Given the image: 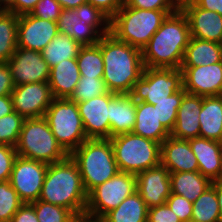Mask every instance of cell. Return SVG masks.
Segmentation results:
<instances>
[{"mask_svg": "<svg viewBox=\"0 0 222 222\" xmlns=\"http://www.w3.org/2000/svg\"><path fill=\"white\" fill-rule=\"evenodd\" d=\"M191 38L189 23L181 9L169 14L142 49L144 67L180 69Z\"/></svg>", "mask_w": 222, "mask_h": 222, "instance_id": "6da1fadb", "label": "cell"}, {"mask_svg": "<svg viewBox=\"0 0 222 222\" xmlns=\"http://www.w3.org/2000/svg\"><path fill=\"white\" fill-rule=\"evenodd\" d=\"M104 63L103 80L109 92L130 94L134 83L142 76V50L117 40L111 33L100 37Z\"/></svg>", "mask_w": 222, "mask_h": 222, "instance_id": "7a4b0ae2", "label": "cell"}, {"mask_svg": "<svg viewBox=\"0 0 222 222\" xmlns=\"http://www.w3.org/2000/svg\"><path fill=\"white\" fill-rule=\"evenodd\" d=\"M85 191L78 165L70 155L48 165L39 200L83 213L87 206Z\"/></svg>", "mask_w": 222, "mask_h": 222, "instance_id": "3957f363", "label": "cell"}, {"mask_svg": "<svg viewBox=\"0 0 222 222\" xmlns=\"http://www.w3.org/2000/svg\"><path fill=\"white\" fill-rule=\"evenodd\" d=\"M177 10H145L125 4L110 19V33L119 41L142 50L169 14Z\"/></svg>", "mask_w": 222, "mask_h": 222, "instance_id": "277c9868", "label": "cell"}, {"mask_svg": "<svg viewBox=\"0 0 222 222\" xmlns=\"http://www.w3.org/2000/svg\"><path fill=\"white\" fill-rule=\"evenodd\" d=\"M70 157L78 165L87 193L119 172L110 139H87Z\"/></svg>", "mask_w": 222, "mask_h": 222, "instance_id": "5b68a950", "label": "cell"}, {"mask_svg": "<svg viewBox=\"0 0 222 222\" xmlns=\"http://www.w3.org/2000/svg\"><path fill=\"white\" fill-rule=\"evenodd\" d=\"M15 148L18 156L48 165L69 156L58 143L44 117L24 120Z\"/></svg>", "mask_w": 222, "mask_h": 222, "instance_id": "8992f818", "label": "cell"}, {"mask_svg": "<svg viewBox=\"0 0 222 222\" xmlns=\"http://www.w3.org/2000/svg\"><path fill=\"white\" fill-rule=\"evenodd\" d=\"M120 172L138 173L160 164L161 144L132 132L110 138Z\"/></svg>", "mask_w": 222, "mask_h": 222, "instance_id": "52a82bcc", "label": "cell"}, {"mask_svg": "<svg viewBox=\"0 0 222 222\" xmlns=\"http://www.w3.org/2000/svg\"><path fill=\"white\" fill-rule=\"evenodd\" d=\"M44 118L58 143L69 155L88 139L77 103L69 98H53Z\"/></svg>", "mask_w": 222, "mask_h": 222, "instance_id": "ba28073f", "label": "cell"}, {"mask_svg": "<svg viewBox=\"0 0 222 222\" xmlns=\"http://www.w3.org/2000/svg\"><path fill=\"white\" fill-rule=\"evenodd\" d=\"M183 88V72L175 68L144 67L142 76L134 83L130 93L136 102L153 105V101L168 97Z\"/></svg>", "mask_w": 222, "mask_h": 222, "instance_id": "9c48e42d", "label": "cell"}, {"mask_svg": "<svg viewBox=\"0 0 222 222\" xmlns=\"http://www.w3.org/2000/svg\"><path fill=\"white\" fill-rule=\"evenodd\" d=\"M134 192H136V175L119 171L88 193L85 212L95 216H104L110 210L117 208Z\"/></svg>", "mask_w": 222, "mask_h": 222, "instance_id": "30bf717a", "label": "cell"}, {"mask_svg": "<svg viewBox=\"0 0 222 222\" xmlns=\"http://www.w3.org/2000/svg\"><path fill=\"white\" fill-rule=\"evenodd\" d=\"M48 164L17 156L10 175V184L24 203L39 200Z\"/></svg>", "mask_w": 222, "mask_h": 222, "instance_id": "8fae6325", "label": "cell"}, {"mask_svg": "<svg viewBox=\"0 0 222 222\" xmlns=\"http://www.w3.org/2000/svg\"><path fill=\"white\" fill-rule=\"evenodd\" d=\"M11 98L14 111L24 119L44 117L53 100L48 81L15 86Z\"/></svg>", "mask_w": 222, "mask_h": 222, "instance_id": "7c38bea8", "label": "cell"}, {"mask_svg": "<svg viewBox=\"0 0 222 222\" xmlns=\"http://www.w3.org/2000/svg\"><path fill=\"white\" fill-rule=\"evenodd\" d=\"M7 64L15 86L49 81L50 67L41 52L17 47Z\"/></svg>", "mask_w": 222, "mask_h": 222, "instance_id": "4fadbf2b", "label": "cell"}, {"mask_svg": "<svg viewBox=\"0 0 222 222\" xmlns=\"http://www.w3.org/2000/svg\"><path fill=\"white\" fill-rule=\"evenodd\" d=\"M58 24L30 13L19 15L17 25V47L41 52L58 34Z\"/></svg>", "mask_w": 222, "mask_h": 222, "instance_id": "5bb4252c", "label": "cell"}, {"mask_svg": "<svg viewBox=\"0 0 222 222\" xmlns=\"http://www.w3.org/2000/svg\"><path fill=\"white\" fill-rule=\"evenodd\" d=\"M116 95L107 92L90 100L77 103L88 139H110L109 101Z\"/></svg>", "mask_w": 222, "mask_h": 222, "instance_id": "9a60e30c", "label": "cell"}, {"mask_svg": "<svg viewBox=\"0 0 222 222\" xmlns=\"http://www.w3.org/2000/svg\"><path fill=\"white\" fill-rule=\"evenodd\" d=\"M180 69L183 88L188 94L203 97L222 95V62Z\"/></svg>", "mask_w": 222, "mask_h": 222, "instance_id": "2e32d148", "label": "cell"}, {"mask_svg": "<svg viewBox=\"0 0 222 222\" xmlns=\"http://www.w3.org/2000/svg\"><path fill=\"white\" fill-rule=\"evenodd\" d=\"M136 191L148 208L166 204L171 195L170 172L161 163L136 175Z\"/></svg>", "mask_w": 222, "mask_h": 222, "instance_id": "e0dca14e", "label": "cell"}, {"mask_svg": "<svg viewBox=\"0 0 222 222\" xmlns=\"http://www.w3.org/2000/svg\"><path fill=\"white\" fill-rule=\"evenodd\" d=\"M186 15L191 37L222 44V16L198 7L194 2L180 8Z\"/></svg>", "mask_w": 222, "mask_h": 222, "instance_id": "ac0fdd59", "label": "cell"}, {"mask_svg": "<svg viewBox=\"0 0 222 222\" xmlns=\"http://www.w3.org/2000/svg\"><path fill=\"white\" fill-rule=\"evenodd\" d=\"M160 163L170 173L199 171L198 162L189 141L171 136L161 143Z\"/></svg>", "mask_w": 222, "mask_h": 222, "instance_id": "d6986e66", "label": "cell"}, {"mask_svg": "<svg viewBox=\"0 0 222 222\" xmlns=\"http://www.w3.org/2000/svg\"><path fill=\"white\" fill-rule=\"evenodd\" d=\"M201 107L202 96L186 93L178 108L176 123L170 136L181 140L200 137L199 114Z\"/></svg>", "mask_w": 222, "mask_h": 222, "instance_id": "ffe728a7", "label": "cell"}, {"mask_svg": "<svg viewBox=\"0 0 222 222\" xmlns=\"http://www.w3.org/2000/svg\"><path fill=\"white\" fill-rule=\"evenodd\" d=\"M188 141L197 159L199 172L212 182L217 181L222 170V142L202 137Z\"/></svg>", "mask_w": 222, "mask_h": 222, "instance_id": "44dd1931", "label": "cell"}, {"mask_svg": "<svg viewBox=\"0 0 222 222\" xmlns=\"http://www.w3.org/2000/svg\"><path fill=\"white\" fill-rule=\"evenodd\" d=\"M110 138L132 132L136 122V101L130 94H116L108 104Z\"/></svg>", "mask_w": 222, "mask_h": 222, "instance_id": "7402d4cb", "label": "cell"}, {"mask_svg": "<svg viewBox=\"0 0 222 222\" xmlns=\"http://www.w3.org/2000/svg\"><path fill=\"white\" fill-rule=\"evenodd\" d=\"M80 77L76 58L65 59L51 67L48 82L53 98H70Z\"/></svg>", "mask_w": 222, "mask_h": 222, "instance_id": "603a6c76", "label": "cell"}, {"mask_svg": "<svg viewBox=\"0 0 222 222\" xmlns=\"http://www.w3.org/2000/svg\"><path fill=\"white\" fill-rule=\"evenodd\" d=\"M132 133L162 143L170 132L159 121L157 108L145 102H136V122Z\"/></svg>", "mask_w": 222, "mask_h": 222, "instance_id": "cb8c5ba5", "label": "cell"}, {"mask_svg": "<svg viewBox=\"0 0 222 222\" xmlns=\"http://www.w3.org/2000/svg\"><path fill=\"white\" fill-rule=\"evenodd\" d=\"M200 137L222 142V95L202 96Z\"/></svg>", "mask_w": 222, "mask_h": 222, "instance_id": "d4e9b609", "label": "cell"}, {"mask_svg": "<svg viewBox=\"0 0 222 222\" xmlns=\"http://www.w3.org/2000/svg\"><path fill=\"white\" fill-rule=\"evenodd\" d=\"M57 24L59 33L67 34L82 46L95 45L101 37L91 25L80 20L73 9H62Z\"/></svg>", "mask_w": 222, "mask_h": 222, "instance_id": "484cf974", "label": "cell"}, {"mask_svg": "<svg viewBox=\"0 0 222 222\" xmlns=\"http://www.w3.org/2000/svg\"><path fill=\"white\" fill-rule=\"evenodd\" d=\"M222 62V44L190 38L181 67H197Z\"/></svg>", "mask_w": 222, "mask_h": 222, "instance_id": "4316f807", "label": "cell"}, {"mask_svg": "<svg viewBox=\"0 0 222 222\" xmlns=\"http://www.w3.org/2000/svg\"><path fill=\"white\" fill-rule=\"evenodd\" d=\"M171 193L194 202L211 185L212 181L199 171L170 173Z\"/></svg>", "mask_w": 222, "mask_h": 222, "instance_id": "83f0119b", "label": "cell"}, {"mask_svg": "<svg viewBox=\"0 0 222 222\" xmlns=\"http://www.w3.org/2000/svg\"><path fill=\"white\" fill-rule=\"evenodd\" d=\"M148 207L136 191L103 217L107 222H147Z\"/></svg>", "mask_w": 222, "mask_h": 222, "instance_id": "f1b7e54d", "label": "cell"}, {"mask_svg": "<svg viewBox=\"0 0 222 222\" xmlns=\"http://www.w3.org/2000/svg\"><path fill=\"white\" fill-rule=\"evenodd\" d=\"M82 45L67 34L58 33L41 51L43 59L49 67L63 62L65 59L77 58Z\"/></svg>", "mask_w": 222, "mask_h": 222, "instance_id": "f546056e", "label": "cell"}, {"mask_svg": "<svg viewBox=\"0 0 222 222\" xmlns=\"http://www.w3.org/2000/svg\"><path fill=\"white\" fill-rule=\"evenodd\" d=\"M19 16L0 9V62H7L17 48V25Z\"/></svg>", "mask_w": 222, "mask_h": 222, "instance_id": "4dcf8cb0", "label": "cell"}, {"mask_svg": "<svg viewBox=\"0 0 222 222\" xmlns=\"http://www.w3.org/2000/svg\"><path fill=\"white\" fill-rule=\"evenodd\" d=\"M191 222H222L216 190L212 186L192 203Z\"/></svg>", "mask_w": 222, "mask_h": 222, "instance_id": "1f68e13d", "label": "cell"}, {"mask_svg": "<svg viewBox=\"0 0 222 222\" xmlns=\"http://www.w3.org/2000/svg\"><path fill=\"white\" fill-rule=\"evenodd\" d=\"M76 60L81 77L103 78L104 63L100 49V39L95 45L82 46Z\"/></svg>", "mask_w": 222, "mask_h": 222, "instance_id": "d6a6232c", "label": "cell"}, {"mask_svg": "<svg viewBox=\"0 0 222 222\" xmlns=\"http://www.w3.org/2000/svg\"><path fill=\"white\" fill-rule=\"evenodd\" d=\"M187 92L182 88L168 97V100L153 101V105L158 110L159 121L171 133L173 130L176 119L177 111L180 107L181 100Z\"/></svg>", "mask_w": 222, "mask_h": 222, "instance_id": "836d02e7", "label": "cell"}, {"mask_svg": "<svg viewBox=\"0 0 222 222\" xmlns=\"http://www.w3.org/2000/svg\"><path fill=\"white\" fill-rule=\"evenodd\" d=\"M23 204L10 181H0V222H10Z\"/></svg>", "mask_w": 222, "mask_h": 222, "instance_id": "e575fe53", "label": "cell"}, {"mask_svg": "<svg viewBox=\"0 0 222 222\" xmlns=\"http://www.w3.org/2000/svg\"><path fill=\"white\" fill-rule=\"evenodd\" d=\"M39 222H73L75 214L62 206L37 200L31 202Z\"/></svg>", "mask_w": 222, "mask_h": 222, "instance_id": "d590c367", "label": "cell"}, {"mask_svg": "<svg viewBox=\"0 0 222 222\" xmlns=\"http://www.w3.org/2000/svg\"><path fill=\"white\" fill-rule=\"evenodd\" d=\"M108 89L102 78L80 77L70 100L79 103L106 94Z\"/></svg>", "mask_w": 222, "mask_h": 222, "instance_id": "8d00e7d4", "label": "cell"}, {"mask_svg": "<svg viewBox=\"0 0 222 222\" xmlns=\"http://www.w3.org/2000/svg\"><path fill=\"white\" fill-rule=\"evenodd\" d=\"M80 20L91 25L101 36L110 33V18L99 8L85 3L74 9Z\"/></svg>", "mask_w": 222, "mask_h": 222, "instance_id": "74e56055", "label": "cell"}, {"mask_svg": "<svg viewBox=\"0 0 222 222\" xmlns=\"http://www.w3.org/2000/svg\"><path fill=\"white\" fill-rule=\"evenodd\" d=\"M24 118L16 111L0 118V144L16 147Z\"/></svg>", "mask_w": 222, "mask_h": 222, "instance_id": "f35d334b", "label": "cell"}, {"mask_svg": "<svg viewBox=\"0 0 222 222\" xmlns=\"http://www.w3.org/2000/svg\"><path fill=\"white\" fill-rule=\"evenodd\" d=\"M166 204L178 216L181 222H191L192 202L181 195L171 193L166 200Z\"/></svg>", "mask_w": 222, "mask_h": 222, "instance_id": "ab89813d", "label": "cell"}, {"mask_svg": "<svg viewBox=\"0 0 222 222\" xmlns=\"http://www.w3.org/2000/svg\"><path fill=\"white\" fill-rule=\"evenodd\" d=\"M62 9L57 0H39L30 14L44 20L57 22Z\"/></svg>", "mask_w": 222, "mask_h": 222, "instance_id": "60d3db41", "label": "cell"}, {"mask_svg": "<svg viewBox=\"0 0 222 222\" xmlns=\"http://www.w3.org/2000/svg\"><path fill=\"white\" fill-rule=\"evenodd\" d=\"M17 156L15 147L0 144V181H8L10 179L13 164Z\"/></svg>", "mask_w": 222, "mask_h": 222, "instance_id": "b9f144b4", "label": "cell"}, {"mask_svg": "<svg viewBox=\"0 0 222 222\" xmlns=\"http://www.w3.org/2000/svg\"><path fill=\"white\" fill-rule=\"evenodd\" d=\"M128 7L145 10H178L180 9L172 0H124Z\"/></svg>", "mask_w": 222, "mask_h": 222, "instance_id": "7bdbcfd3", "label": "cell"}, {"mask_svg": "<svg viewBox=\"0 0 222 222\" xmlns=\"http://www.w3.org/2000/svg\"><path fill=\"white\" fill-rule=\"evenodd\" d=\"M147 222H181L167 204L148 208Z\"/></svg>", "mask_w": 222, "mask_h": 222, "instance_id": "ee69618b", "label": "cell"}, {"mask_svg": "<svg viewBox=\"0 0 222 222\" xmlns=\"http://www.w3.org/2000/svg\"><path fill=\"white\" fill-rule=\"evenodd\" d=\"M15 87L7 62H0V96L11 95Z\"/></svg>", "mask_w": 222, "mask_h": 222, "instance_id": "f6af8a7d", "label": "cell"}, {"mask_svg": "<svg viewBox=\"0 0 222 222\" xmlns=\"http://www.w3.org/2000/svg\"><path fill=\"white\" fill-rule=\"evenodd\" d=\"M94 7L99 8L110 19L124 5V0H86Z\"/></svg>", "mask_w": 222, "mask_h": 222, "instance_id": "bcb514c9", "label": "cell"}, {"mask_svg": "<svg viewBox=\"0 0 222 222\" xmlns=\"http://www.w3.org/2000/svg\"><path fill=\"white\" fill-rule=\"evenodd\" d=\"M10 222H39L34 206L31 203H24L13 215Z\"/></svg>", "mask_w": 222, "mask_h": 222, "instance_id": "7dc6e473", "label": "cell"}, {"mask_svg": "<svg viewBox=\"0 0 222 222\" xmlns=\"http://www.w3.org/2000/svg\"><path fill=\"white\" fill-rule=\"evenodd\" d=\"M39 0H13V2L5 9L16 15L31 13Z\"/></svg>", "mask_w": 222, "mask_h": 222, "instance_id": "c3c4849f", "label": "cell"}, {"mask_svg": "<svg viewBox=\"0 0 222 222\" xmlns=\"http://www.w3.org/2000/svg\"><path fill=\"white\" fill-rule=\"evenodd\" d=\"M194 3L202 9L215 11L222 16V0H195Z\"/></svg>", "mask_w": 222, "mask_h": 222, "instance_id": "681fc988", "label": "cell"}, {"mask_svg": "<svg viewBox=\"0 0 222 222\" xmlns=\"http://www.w3.org/2000/svg\"><path fill=\"white\" fill-rule=\"evenodd\" d=\"M14 111L11 95L0 96V118Z\"/></svg>", "mask_w": 222, "mask_h": 222, "instance_id": "f907efd6", "label": "cell"}, {"mask_svg": "<svg viewBox=\"0 0 222 222\" xmlns=\"http://www.w3.org/2000/svg\"><path fill=\"white\" fill-rule=\"evenodd\" d=\"M73 222H107L103 216H95L87 212L75 215Z\"/></svg>", "mask_w": 222, "mask_h": 222, "instance_id": "816d5d0a", "label": "cell"}, {"mask_svg": "<svg viewBox=\"0 0 222 222\" xmlns=\"http://www.w3.org/2000/svg\"><path fill=\"white\" fill-rule=\"evenodd\" d=\"M63 9H76L82 4L87 3L86 0H57Z\"/></svg>", "mask_w": 222, "mask_h": 222, "instance_id": "f5cc1de1", "label": "cell"}, {"mask_svg": "<svg viewBox=\"0 0 222 222\" xmlns=\"http://www.w3.org/2000/svg\"><path fill=\"white\" fill-rule=\"evenodd\" d=\"M211 186L216 190L217 200L219 203L220 215H221V220H222V182L218 180L213 181Z\"/></svg>", "mask_w": 222, "mask_h": 222, "instance_id": "db71d44e", "label": "cell"}, {"mask_svg": "<svg viewBox=\"0 0 222 222\" xmlns=\"http://www.w3.org/2000/svg\"><path fill=\"white\" fill-rule=\"evenodd\" d=\"M179 8L185 4L191 3V0H172Z\"/></svg>", "mask_w": 222, "mask_h": 222, "instance_id": "11a10c76", "label": "cell"}, {"mask_svg": "<svg viewBox=\"0 0 222 222\" xmlns=\"http://www.w3.org/2000/svg\"><path fill=\"white\" fill-rule=\"evenodd\" d=\"M13 0H0V9H6Z\"/></svg>", "mask_w": 222, "mask_h": 222, "instance_id": "9f6ffc18", "label": "cell"}, {"mask_svg": "<svg viewBox=\"0 0 222 222\" xmlns=\"http://www.w3.org/2000/svg\"><path fill=\"white\" fill-rule=\"evenodd\" d=\"M218 181L222 182V170H221V176H220V178L218 179Z\"/></svg>", "mask_w": 222, "mask_h": 222, "instance_id": "6f0895ef", "label": "cell"}]
</instances>
